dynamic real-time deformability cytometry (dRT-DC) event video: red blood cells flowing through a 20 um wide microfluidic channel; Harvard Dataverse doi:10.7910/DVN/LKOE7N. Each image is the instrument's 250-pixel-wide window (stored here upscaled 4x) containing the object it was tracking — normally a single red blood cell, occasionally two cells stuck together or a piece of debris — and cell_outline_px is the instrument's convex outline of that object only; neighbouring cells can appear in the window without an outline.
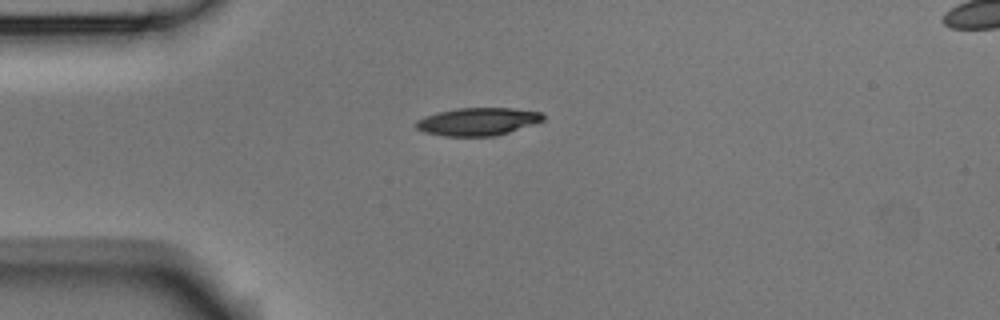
{"species": "Egyptian fruit bat (a non-hibernating species)", "species_latin": "Rousettus aegyptiacus", "temperature_condition": "room temperature", "stored_images_in_passage": 2, "segment_of_instrument_passage": [1, 2], "camera_frame_rate_fps": 3000, "um_per_image_px": 0.085, "animal": {"sex": "male"}, "frame": {"image": 1, "passage_image": 1, "time_ms": 0.0, "image_size_px": [1000, 320], "cell_outline_px": [[544, 120], [496, 136], [444, 136], [424, 132], [416, 128], [416, 120], [424, 116], [436, 112], [456, 108], [512, 108], [540, 112], [544, 116]], "centroid_in_image_um": [40.56, 10.33], "position_along_channel_um": 44.4, "area_um2": 20.52}}